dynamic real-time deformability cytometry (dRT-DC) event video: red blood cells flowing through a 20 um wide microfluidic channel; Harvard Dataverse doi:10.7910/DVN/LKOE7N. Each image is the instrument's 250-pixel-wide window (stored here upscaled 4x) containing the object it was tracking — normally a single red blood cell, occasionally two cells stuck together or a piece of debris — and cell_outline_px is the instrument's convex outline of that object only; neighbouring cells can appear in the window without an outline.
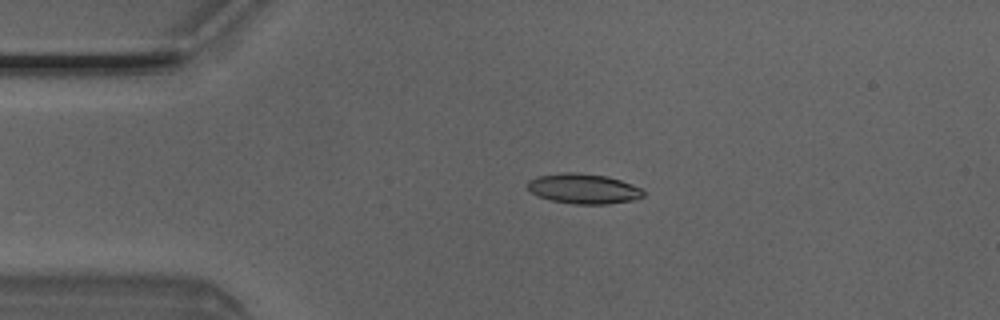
{"species": "Egyptian fruit bat (a non-hibernating species)", "species_latin": "Rousettus aegyptiacus", "temperature_condition": "room temperature", "stored_images_in_passage": 5, "camera_frame_rate_fps": 3000, "um_per_image_px": 0.085, "animal": {"sex": "male"}, "frame": {"image": 1, "passage_image": 3, "time_ms": 0.667, "image_size_px": [1000, 320], "cell_outline_px": [[644, 196], [636, 200], [608, 204], [572, 204], [552, 200], [540, 196], [532, 192], [524, 184], [528, 180], [536, 176], [564, 172], [576, 172], [608, 176], [644, 188]], "centroid_in_image_um": [49.63, 16.03], "position_along_channel_um": 35.4, "area_um2": 20.58}}